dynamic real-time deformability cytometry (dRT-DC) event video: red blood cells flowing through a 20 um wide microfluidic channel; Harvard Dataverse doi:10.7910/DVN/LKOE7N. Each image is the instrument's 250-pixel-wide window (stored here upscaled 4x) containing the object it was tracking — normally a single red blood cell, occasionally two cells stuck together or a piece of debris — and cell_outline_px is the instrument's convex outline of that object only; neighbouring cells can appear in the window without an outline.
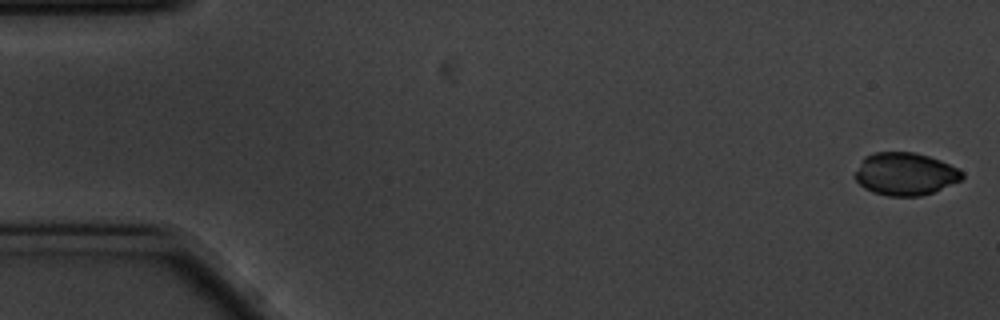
{"species": "common noctule bat (a hibernating species)", "species_latin": "Nyctalus noctula", "temperature_condition": "cold", "stored_images_in_passage": 57, "camera_frame_rate_fps": 3000, "um_per_image_px": 0.085, "animal": {"sex": "male", "body_mass_g": 20.1, "forearm_length_mm": 53.5}, "frame": {"image": 1, "passage_image": 1, "time_ms": 0.0, "image_size_px": [1000, 320], "cell_outline_px": [[964, 176], [960, 180], [932, 192], [920, 196], [888, 196], [872, 192], [864, 188], [852, 176], [864, 156], [876, 152], [912, 152], [928, 156], [940, 160], [964, 172]], "centroid_in_image_um": [76.89, 14.78], "position_along_channel_um": 8.1, "area_um2": 26.53}}
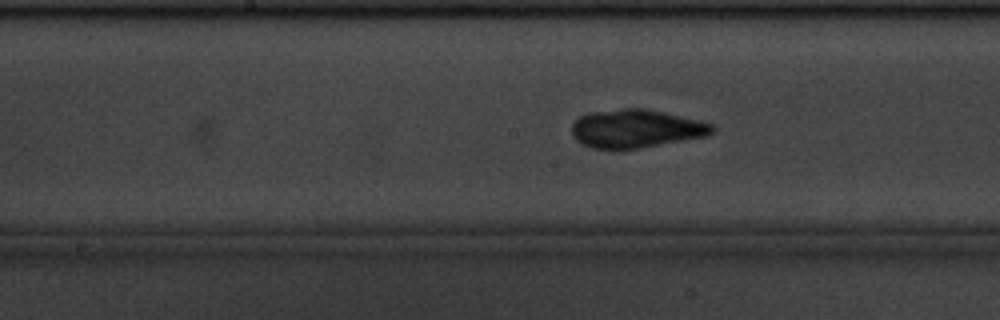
{"frame": {"image": 2, "passage_image": 28, "time_ms": 9.0, "image_size_px": [1000, 320], "cell_outline_px": [[716, 132], [708, 136], [640, 148], [592, 148], [576, 140], [572, 136], [572, 124], [580, 116], [588, 112], [624, 108], [644, 108], [664, 112], [712, 124], [716, 128]], "centroid_in_image_um": [54.07, 10.92], "position_along_channel_um": 194.1, "area_um2": 31.27}}
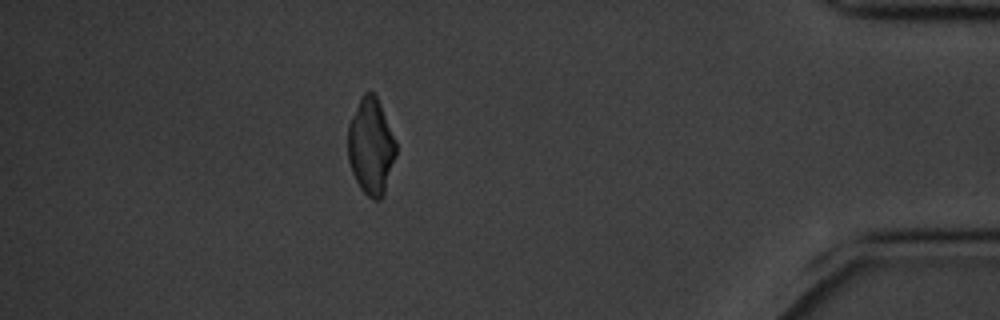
{"frame": {"image": 3, "passage_image": 50, "time_ms": 16.333, "image_size_px": [1000, 320], "cell_outline_px": [[396, 156], [384, 196], [380, 200], [372, 200], [360, 188], [352, 172], [348, 160], [348, 124], [364, 92], [372, 92], [376, 96], [380, 104], [396, 140]], "centroid_in_image_um": [31.54, 12.49], "position_along_channel_um": 403.7, "area_um2": 27.05}, "authors_computed_cell_mechanics": {"area_um2": 28.9578, "velocity_mm_per_s": 3.489, "shape_relaxation_time_tau1_ms": 3.4096, "shape_relaxation_time_tau2_ms": 0.4928, "deformation_change_tau1": 0.1341, "deformation_change_tau2": 0.0378}}